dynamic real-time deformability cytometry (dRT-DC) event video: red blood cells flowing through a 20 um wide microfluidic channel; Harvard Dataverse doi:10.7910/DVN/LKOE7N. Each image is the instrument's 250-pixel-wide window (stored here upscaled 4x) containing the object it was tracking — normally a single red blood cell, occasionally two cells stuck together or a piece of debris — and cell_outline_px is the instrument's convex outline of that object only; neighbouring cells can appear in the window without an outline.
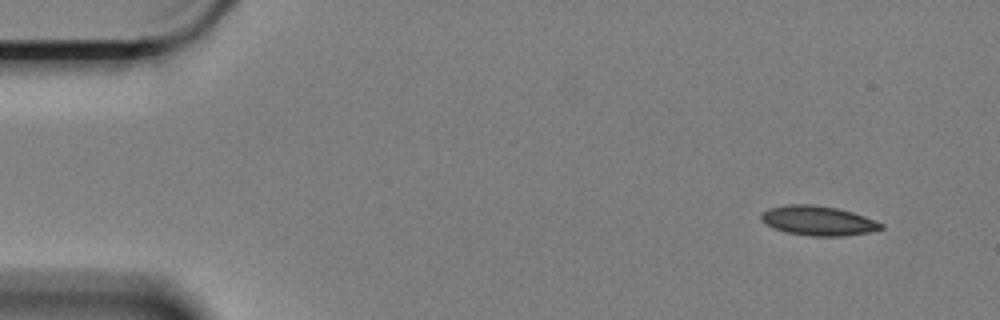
{"species": "Egyptian fruit bat (a non-hibernating species)", "species_latin": "Rousettus aegyptiacus", "temperature_condition": "cold", "stored_images_in_passage": 4, "camera_frame_rate_fps": 3000, "um_per_image_px": 0.085, "animal": {"sex": "female"}, "frame": {"image": 1, "passage_image": 1, "time_ms": 0.0, "image_size_px": [1000, 320], "cell_outline_px": [[884, 228], [868, 232], [844, 236], [812, 236], [788, 232], [776, 228], [760, 220], [760, 212], [768, 208], [788, 204], [812, 204], [836, 208], [852, 212], [864, 216], [884, 224]], "centroid_in_image_um": [69.53, 18.75], "position_along_channel_um": 15.5, "area_um2": 20.52}}